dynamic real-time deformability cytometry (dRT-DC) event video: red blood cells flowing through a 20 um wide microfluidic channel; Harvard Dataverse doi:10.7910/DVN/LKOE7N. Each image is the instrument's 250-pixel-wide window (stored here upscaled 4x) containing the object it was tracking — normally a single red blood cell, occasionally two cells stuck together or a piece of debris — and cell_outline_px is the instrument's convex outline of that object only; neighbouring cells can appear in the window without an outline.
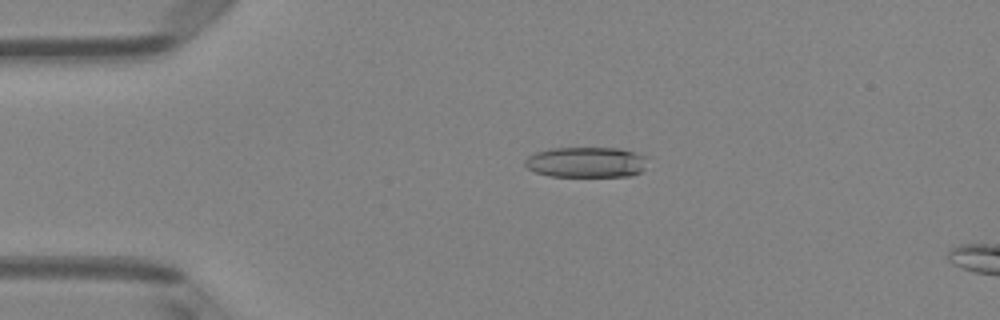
{"species": "Egyptian fruit bat (a non-hibernating species)", "species_latin": "Rousettus aegyptiacus", "temperature_condition": "room temperature", "stored_images_in_passage": 50, "camera_frame_rate_fps": 3000, "um_per_image_px": 0.085, "animal": {"sex": "female"}, "frame": {"image": 1, "passage_image": 11, "time_ms": 3.333, "image_size_px": [1000, 320], "cell_outline_px": [[648, 156], [644, 168], [640, 172], [632, 176], [548, 176], [536, 172], [528, 168], [524, 164], [524, 160], [528, 156], [536, 152], [552, 148], [620, 148], [636, 152]], "centroid_in_image_um": [49.85, 13.78], "position_along_channel_um": 35.1, "area_um2": 21.96}}
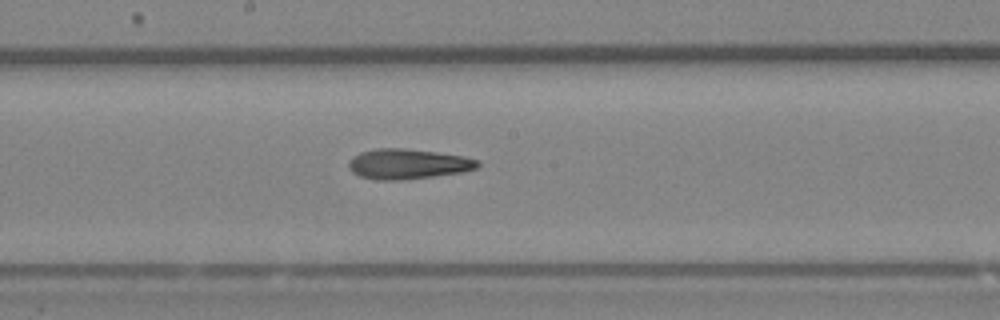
{"frame": {"image": 2, "passage_image": 27, "time_ms": 8.667, "image_size_px": [1000, 320], "cell_outline_px": [[480, 164], [476, 168], [464, 172], [404, 180], [372, 180], [360, 176], [352, 172], [348, 168], [348, 164], [352, 156], [360, 152], [376, 148], [404, 148], [436, 152], [464, 156], [480, 160]], "centroid_in_image_um": [34.66, 13.94], "position_along_channel_um": 213.5, "area_um2": 22.95}}
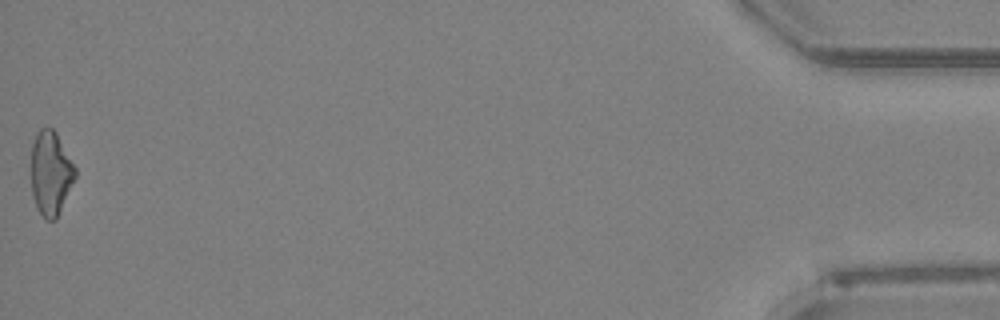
{"frame": {"image": 3, "passage_image": 50, "time_ms": 16.333, "image_size_px": [1000, 320], "cell_outline_px": [[76, 176], [56, 220], [44, 220], [36, 208], [32, 196], [28, 164], [32, 144], [36, 132], [40, 128], [52, 128], [56, 132], [76, 168]], "centroid_in_image_um": [4.25, 14.72], "position_along_channel_um": 431.0, "area_um2": 22.37}, "authors_computed_cell_mechanics": {"area_um2": 22.4553, "velocity_mm_per_s": 4.1033, "shape_relaxation_time_tau1_ms": 7.5343, "shape_relaxation_time_tau2_ms": 5.7112, "deformation_change_tau1": 0.2172, "deformation_change_tau2": 0.2093}}